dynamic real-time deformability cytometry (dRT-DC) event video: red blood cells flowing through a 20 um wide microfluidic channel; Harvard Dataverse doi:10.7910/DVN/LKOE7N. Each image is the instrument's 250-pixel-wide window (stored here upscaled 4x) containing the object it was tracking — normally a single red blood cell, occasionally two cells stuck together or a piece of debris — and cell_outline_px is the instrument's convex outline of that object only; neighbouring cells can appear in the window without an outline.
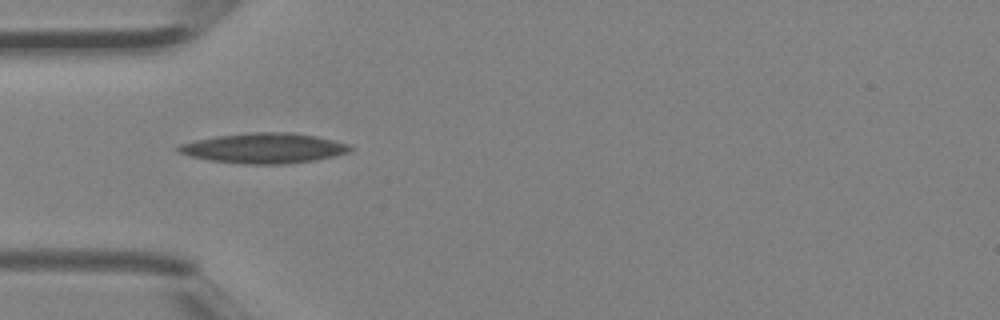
{"species": "Egyptian fruit bat (a non-hibernating species)", "species_latin": "Rousettus aegyptiacus", "temperature_condition": "room temperature", "stored_images_in_passage": 5, "camera_frame_rate_fps": 3000, "um_per_image_px": 0.085, "animal": {"sex": "female"}, "frame": {"image": 1, "passage_image": 4, "time_ms": 1.0, "image_size_px": [1000, 320], "cell_outline_px": [[356, 148], [348, 152], [316, 160], [284, 164], [244, 164], [212, 160], [192, 156], [176, 152], [176, 148], [180, 144], [196, 140], [216, 136], [252, 132], [292, 132], [316, 136], [348, 144]], "centroid_in_image_um": [22.45, 12.59], "position_along_channel_um": 62.5, "area_um2": 30.06}}
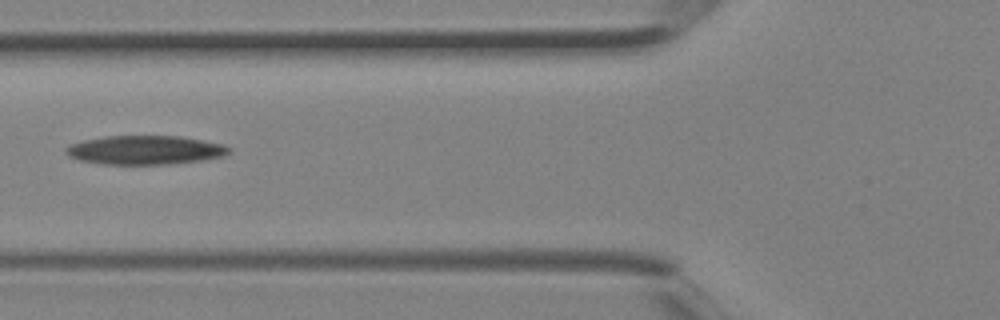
{"frame": {"image": 2, "passage_image": 5, "time_ms": 1.333, "image_size_px": [1000, 320], "cell_outline_px": [[232, 152], [224, 156], [200, 160], [168, 164], [100, 164], [80, 160], [68, 156], [64, 152], [64, 148], [68, 144], [84, 140], [104, 136], [180, 136], [224, 144], [232, 148]], "centroid_in_image_um": [12.31, 12.75], "position_along_channel_um": 113.5, "area_um2": 27.69}}